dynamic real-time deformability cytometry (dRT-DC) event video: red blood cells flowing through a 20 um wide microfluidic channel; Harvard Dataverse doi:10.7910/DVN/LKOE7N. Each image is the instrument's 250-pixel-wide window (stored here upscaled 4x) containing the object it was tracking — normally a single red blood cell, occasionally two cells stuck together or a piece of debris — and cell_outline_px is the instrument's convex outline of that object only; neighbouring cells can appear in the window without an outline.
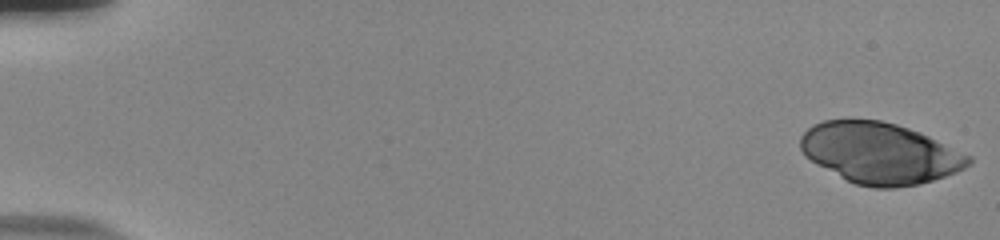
{"species": "human", "species_latin": "Homo sapiens", "temperature_condition": "room temperature", "stored_images_in_passage": 55, "camera_frame_rate_fps": 3000, "um_per_image_px": 0.085, "donor": {"sex": "male"}, "frame": {"image": 1, "passage_image": 1, "time_ms": 0.0, "image_size_px": [1000, 240], "cell_outline_px": [[972, 164], [956, 172], [920, 184], [896, 188], [872, 188], [856, 184], [816, 164], [804, 156], [800, 148], [800, 136], [812, 124], [824, 120], [880, 120], [896, 124], [920, 132], [972, 156]], "centroid_in_image_um": [74.79, 13.02], "position_along_channel_um": 10.2, "area_um2": 59.82}}
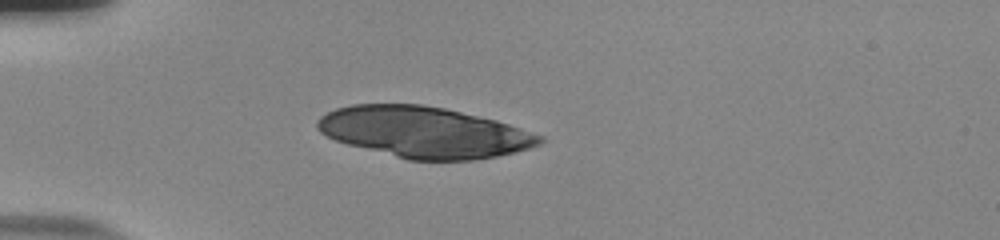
{"frame": {"image": 2, "passage_image": 16, "time_ms": 5.0, "image_size_px": [1000, 240], "cell_outline_px": [[544, 140], [540, 144], [516, 152], [496, 156], [472, 160], [408, 160], [348, 144], [336, 140], [320, 132], [316, 128], [316, 120], [320, 116], [336, 108], [352, 104], [420, 104], [444, 108], [496, 120], [544, 136]], "centroid_in_image_um": [36.03, 11.23], "position_along_channel_um": 49.0, "area_um2": 65.78}}